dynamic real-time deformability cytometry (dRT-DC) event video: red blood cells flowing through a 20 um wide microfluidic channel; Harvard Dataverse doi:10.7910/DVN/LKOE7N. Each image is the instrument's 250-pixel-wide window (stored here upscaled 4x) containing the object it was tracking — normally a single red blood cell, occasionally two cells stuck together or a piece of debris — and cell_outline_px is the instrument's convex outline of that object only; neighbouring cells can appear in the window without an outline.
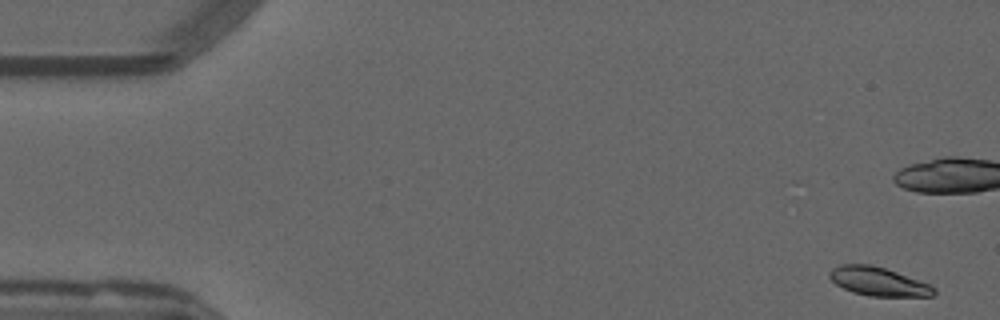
{"species": "common noctule bat (a hibernating species)", "species_latin": "Nyctalus noctula", "temperature_condition": "warm", "stored_images_in_passage": 10, "camera_frame_rate_fps": 3000, "um_per_image_px": 0.085, "animal": {"sex": "male", "forearm_length_mm": 52.5}, "frame": {"image": 1, "passage_image": 1, "time_ms": 0.0, "image_size_px": [1000, 320], "cell_outline_px": [[936, 292], [932, 296], [868, 296], [852, 292], [836, 284], [828, 276], [828, 272], [832, 268], [840, 264], [872, 264], [896, 272], [928, 284], [936, 288]], "centroid_in_image_um": [74.62, 23.92], "position_along_channel_um": 10.4, "area_um2": 17.34}}